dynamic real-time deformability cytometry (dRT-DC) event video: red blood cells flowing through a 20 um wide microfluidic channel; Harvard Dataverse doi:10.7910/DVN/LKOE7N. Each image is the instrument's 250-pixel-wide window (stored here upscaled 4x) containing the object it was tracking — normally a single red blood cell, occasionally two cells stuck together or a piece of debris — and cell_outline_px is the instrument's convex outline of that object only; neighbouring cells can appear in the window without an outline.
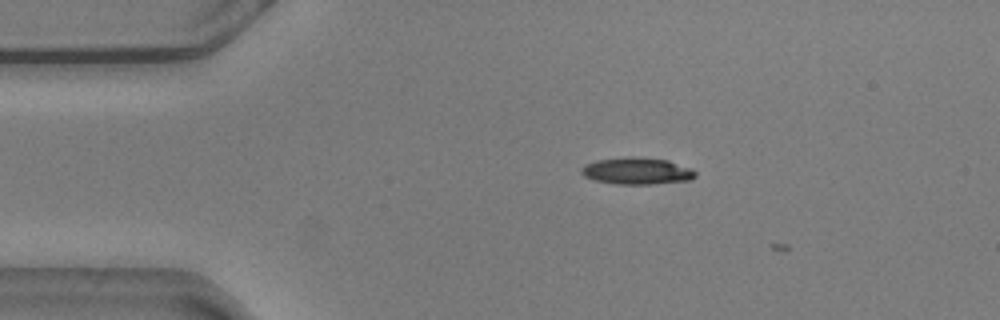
{"species": "common noctule bat (a hibernating species)", "species_latin": "Nyctalus noctula", "temperature_condition": "warm", "stored_images_in_passage": 4, "camera_frame_rate_fps": 3000, "um_per_image_px": 0.085, "animal": {"sex": "male", "body_mass_g": 20.5, "forearm_length_mm": 52.5}, "frame": {"image": 1, "passage_image": 1, "time_ms": 0.0, "image_size_px": [1000, 320], "cell_outline_px": [[696, 176], [692, 180], [652, 184], [616, 184], [596, 180], [584, 176], [580, 172], [580, 168], [584, 164], [596, 160], [628, 156], [632, 156], [668, 160], [692, 168], [696, 172]], "centroid_in_image_um": [54.14, 14.52], "position_along_channel_um": 30.9, "area_um2": 18.03}}